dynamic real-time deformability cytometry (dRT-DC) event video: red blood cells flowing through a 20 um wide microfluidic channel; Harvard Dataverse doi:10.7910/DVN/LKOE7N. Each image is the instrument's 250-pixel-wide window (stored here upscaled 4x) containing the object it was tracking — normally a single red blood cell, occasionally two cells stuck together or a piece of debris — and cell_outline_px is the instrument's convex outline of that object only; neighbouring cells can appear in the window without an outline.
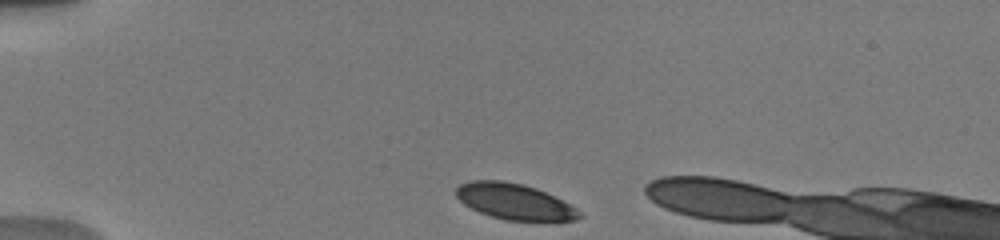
{"species": "human", "species_latin": "Homo sapiens", "temperature_condition": "warm", "stored_images_in_passage": 43, "camera_frame_rate_fps": 3000, "um_per_image_px": 0.085, "donor": {"sex": "male"}, "frame": {"image": 1, "passage_image": 1, "time_ms": 0.0, "image_size_px": [1000, 240], "cell_outline_px": [[584, 216], [576, 220], [504, 220], [480, 212], [464, 204], [456, 196], [456, 188], [460, 184], [472, 180], [504, 180], [524, 184], [536, 188], [576, 208]], "centroid_in_image_um": [43.7, 17.12], "position_along_channel_um": 41.3, "area_um2": 25.43}}
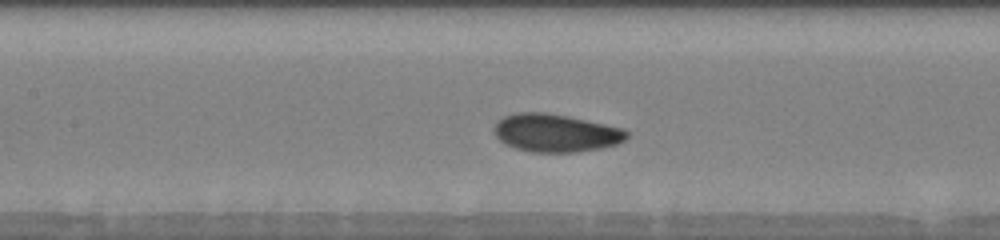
{"frame": {"image": 2, "passage_image": 15, "time_ms": 4.333, "image_size_px": [1000, 240], "cell_outline_px": [[628, 136], [624, 140], [616, 144], [600, 148], [576, 152], [528, 152], [516, 148], [500, 140], [496, 136], [492, 128], [504, 116], [516, 112], [548, 112], [568, 116], [624, 128], [628, 132]], "centroid_in_image_um": [47.23, 11.29], "position_along_channel_um": 160.2, "area_um2": 29.3}}
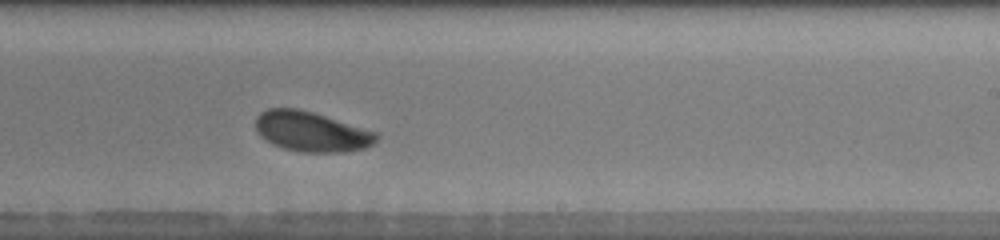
{"frame": {"image": 3, "passage_image": 23, "time_ms": 7.0, "image_size_px": [1000, 240], "cell_outline_px": [[380, 136], [372, 144], [364, 148], [344, 152], [300, 152], [284, 148], [272, 144], [260, 136], [256, 128], [256, 116], [260, 112], [268, 108], [296, 108], [312, 112], [376, 132]], "centroid_in_image_um": [26.44, 11.19], "position_along_channel_um": 262.6, "area_um2": 27.98}, "authors_computed_cell_mechanics": {"area_um2": 28.0908, "velocity_mm_per_s": 3.8527, "shape_relaxation_time_tau1_ms": 2.0301, "shape_relaxation_time_tau2_ms": 5.3717, "deformation_change_tau1": 0.1201, "deformation_change_tau2": 0.0959}}